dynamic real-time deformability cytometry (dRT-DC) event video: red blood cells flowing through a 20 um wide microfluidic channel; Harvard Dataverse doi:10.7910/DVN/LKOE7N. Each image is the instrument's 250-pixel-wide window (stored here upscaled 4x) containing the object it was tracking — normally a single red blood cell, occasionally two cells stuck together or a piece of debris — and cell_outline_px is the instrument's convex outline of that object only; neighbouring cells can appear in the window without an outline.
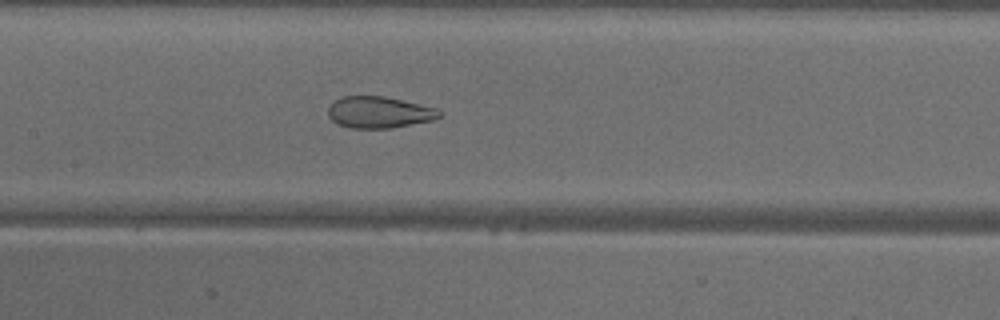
{"species": "common noctule bat (a hibernating species)", "species_latin": "Nyctalus noctula", "temperature_condition": "warm", "stored_images_in_passage": 42, "camera_frame_rate_fps": 3000, "um_per_image_px": 0.085, "animal": {"sex": "male", "body_mass_g": 18.8}, "frame": {"image": 1, "passage_image": 19, "time_ms": 6.0, "image_size_px": [1000, 320], "cell_outline_px": [[440, 116], [432, 120], [392, 128], [352, 128], [336, 124], [328, 116], [328, 104], [332, 100], [340, 96], [384, 96], [436, 108], [440, 112]], "centroid_in_image_um": [32.14, 9.54], "position_along_channel_um": 175.3, "area_um2": 20.52}}
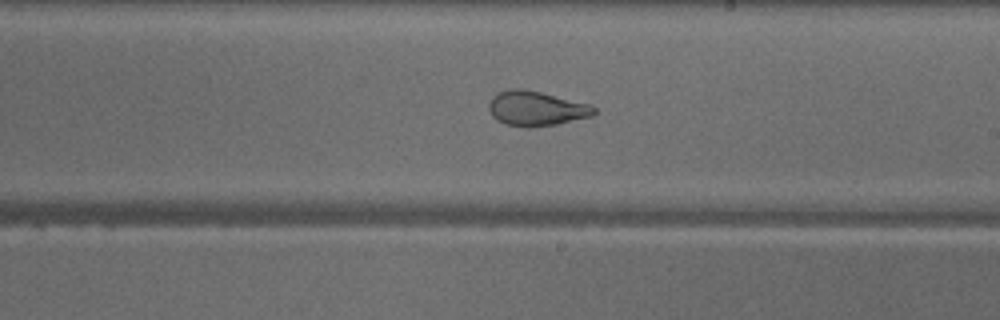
{"frame": {"image": 2, "passage_image": 24, "time_ms": 7.667, "image_size_px": [1000, 320], "cell_outline_px": [[596, 112], [592, 116], [556, 124], [528, 128], [524, 128], [504, 124], [496, 120], [492, 116], [488, 108], [488, 100], [492, 96], [500, 92], [512, 88], [524, 88], [592, 104], [596, 108]], "centroid_in_image_um": [45.56, 9.22], "position_along_channel_um": 243.4, "area_um2": 21.68}, "authors_computed_cell_mechanics": {"area_um2": 25.6921, "velocity_mm_per_s": 4.1209, "shape_relaxation_time_tau1_ms": null, "shape_relaxation_time_tau2_ms": 1.0861, "deformation_change_tau1": null, "deformation_change_tau2": 0.0734}}